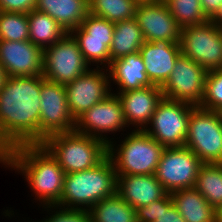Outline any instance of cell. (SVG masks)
<instances>
[{"label":"cell","mask_w":222,"mask_h":222,"mask_svg":"<svg viewBox=\"0 0 222 222\" xmlns=\"http://www.w3.org/2000/svg\"><path fill=\"white\" fill-rule=\"evenodd\" d=\"M40 76H6L0 89V131L13 146L39 144Z\"/></svg>","instance_id":"cell-1"},{"label":"cell","mask_w":222,"mask_h":222,"mask_svg":"<svg viewBox=\"0 0 222 222\" xmlns=\"http://www.w3.org/2000/svg\"><path fill=\"white\" fill-rule=\"evenodd\" d=\"M12 169L24 174L41 206L60 201L66 173L41 144L14 147Z\"/></svg>","instance_id":"cell-2"},{"label":"cell","mask_w":222,"mask_h":222,"mask_svg":"<svg viewBox=\"0 0 222 222\" xmlns=\"http://www.w3.org/2000/svg\"><path fill=\"white\" fill-rule=\"evenodd\" d=\"M117 176L107 156L96 167L65 174L60 201L65 208L89 210L96 203L116 193Z\"/></svg>","instance_id":"cell-3"},{"label":"cell","mask_w":222,"mask_h":222,"mask_svg":"<svg viewBox=\"0 0 222 222\" xmlns=\"http://www.w3.org/2000/svg\"><path fill=\"white\" fill-rule=\"evenodd\" d=\"M41 145L66 174L94 168L108 155V144L103 140L75 131L52 134Z\"/></svg>","instance_id":"cell-4"},{"label":"cell","mask_w":222,"mask_h":222,"mask_svg":"<svg viewBox=\"0 0 222 222\" xmlns=\"http://www.w3.org/2000/svg\"><path fill=\"white\" fill-rule=\"evenodd\" d=\"M164 147L144 130H132L116 146L108 143V157L116 175L155 174Z\"/></svg>","instance_id":"cell-5"},{"label":"cell","mask_w":222,"mask_h":222,"mask_svg":"<svg viewBox=\"0 0 222 222\" xmlns=\"http://www.w3.org/2000/svg\"><path fill=\"white\" fill-rule=\"evenodd\" d=\"M185 147L202 163H222V117L219 111L195 106L191 110Z\"/></svg>","instance_id":"cell-6"},{"label":"cell","mask_w":222,"mask_h":222,"mask_svg":"<svg viewBox=\"0 0 222 222\" xmlns=\"http://www.w3.org/2000/svg\"><path fill=\"white\" fill-rule=\"evenodd\" d=\"M194 107L190 103L163 97L144 131L164 148L184 147L189 117Z\"/></svg>","instance_id":"cell-7"},{"label":"cell","mask_w":222,"mask_h":222,"mask_svg":"<svg viewBox=\"0 0 222 222\" xmlns=\"http://www.w3.org/2000/svg\"><path fill=\"white\" fill-rule=\"evenodd\" d=\"M43 57L44 78L58 84L66 85L73 82L90 69L77 41L70 33L45 48Z\"/></svg>","instance_id":"cell-8"},{"label":"cell","mask_w":222,"mask_h":222,"mask_svg":"<svg viewBox=\"0 0 222 222\" xmlns=\"http://www.w3.org/2000/svg\"><path fill=\"white\" fill-rule=\"evenodd\" d=\"M181 54L207 71L222 68V38L220 29L207 21L181 28Z\"/></svg>","instance_id":"cell-9"},{"label":"cell","mask_w":222,"mask_h":222,"mask_svg":"<svg viewBox=\"0 0 222 222\" xmlns=\"http://www.w3.org/2000/svg\"><path fill=\"white\" fill-rule=\"evenodd\" d=\"M40 97L39 144L52 134L74 131L75 119L69 111L65 85L44 78Z\"/></svg>","instance_id":"cell-10"},{"label":"cell","mask_w":222,"mask_h":222,"mask_svg":"<svg viewBox=\"0 0 222 222\" xmlns=\"http://www.w3.org/2000/svg\"><path fill=\"white\" fill-rule=\"evenodd\" d=\"M202 164L196 154L185 146L164 148L155 177L167 193L193 188Z\"/></svg>","instance_id":"cell-11"},{"label":"cell","mask_w":222,"mask_h":222,"mask_svg":"<svg viewBox=\"0 0 222 222\" xmlns=\"http://www.w3.org/2000/svg\"><path fill=\"white\" fill-rule=\"evenodd\" d=\"M208 71L184 55H180L170 77L161 87L163 97L200 106L204 98Z\"/></svg>","instance_id":"cell-12"},{"label":"cell","mask_w":222,"mask_h":222,"mask_svg":"<svg viewBox=\"0 0 222 222\" xmlns=\"http://www.w3.org/2000/svg\"><path fill=\"white\" fill-rule=\"evenodd\" d=\"M125 127L128 126L121 100L116 94L111 93L75 120L74 131L98 138L108 144L113 138L108 139L106 135L124 131Z\"/></svg>","instance_id":"cell-13"},{"label":"cell","mask_w":222,"mask_h":222,"mask_svg":"<svg viewBox=\"0 0 222 222\" xmlns=\"http://www.w3.org/2000/svg\"><path fill=\"white\" fill-rule=\"evenodd\" d=\"M65 87L69 111L75 120L112 93L108 69L100 66L89 69Z\"/></svg>","instance_id":"cell-14"},{"label":"cell","mask_w":222,"mask_h":222,"mask_svg":"<svg viewBox=\"0 0 222 222\" xmlns=\"http://www.w3.org/2000/svg\"><path fill=\"white\" fill-rule=\"evenodd\" d=\"M135 18L142 30L144 41L166 40L180 43L181 27L163 0L137 3Z\"/></svg>","instance_id":"cell-15"},{"label":"cell","mask_w":222,"mask_h":222,"mask_svg":"<svg viewBox=\"0 0 222 222\" xmlns=\"http://www.w3.org/2000/svg\"><path fill=\"white\" fill-rule=\"evenodd\" d=\"M44 50L30 40L0 41V65L6 76L43 75Z\"/></svg>","instance_id":"cell-16"},{"label":"cell","mask_w":222,"mask_h":222,"mask_svg":"<svg viewBox=\"0 0 222 222\" xmlns=\"http://www.w3.org/2000/svg\"><path fill=\"white\" fill-rule=\"evenodd\" d=\"M147 76L153 85L162 87L181 55L180 43L166 40L145 41L139 50Z\"/></svg>","instance_id":"cell-17"},{"label":"cell","mask_w":222,"mask_h":222,"mask_svg":"<svg viewBox=\"0 0 222 222\" xmlns=\"http://www.w3.org/2000/svg\"><path fill=\"white\" fill-rule=\"evenodd\" d=\"M114 94L121 100L127 126H134L135 130H144L148 126L158 103L163 99L162 89L157 85Z\"/></svg>","instance_id":"cell-18"},{"label":"cell","mask_w":222,"mask_h":222,"mask_svg":"<svg viewBox=\"0 0 222 222\" xmlns=\"http://www.w3.org/2000/svg\"><path fill=\"white\" fill-rule=\"evenodd\" d=\"M116 176V193L135 209L147 206L167 194L155 174Z\"/></svg>","instance_id":"cell-19"},{"label":"cell","mask_w":222,"mask_h":222,"mask_svg":"<svg viewBox=\"0 0 222 222\" xmlns=\"http://www.w3.org/2000/svg\"><path fill=\"white\" fill-rule=\"evenodd\" d=\"M107 69L110 86H112L111 81L118 85V93L153 86L147 76L145 65L139 52L111 61Z\"/></svg>","instance_id":"cell-20"},{"label":"cell","mask_w":222,"mask_h":222,"mask_svg":"<svg viewBox=\"0 0 222 222\" xmlns=\"http://www.w3.org/2000/svg\"><path fill=\"white\" fill-rule=\"evenodd\" d=\"M35 10L48 14L70 33L89 14L88 0H37Z\"/></svg>","instance_id":"cell-21"},{"label":"cell","mask_w":222,"mask_h":222,"mask_svg":"<svg viewBox=\"0 0 222 222\" xmlns=\"http://www.w3.org/2000/svg\"><path fill=\"white\" fill-rule=\"evenodd\" d=\"M170 196L185 222H215V209L194 187L173 191Z\"/></svg>","instance_id":"cell-22"},{"label":"cell","mask_w":222,"mask_h":222,"mask_svg":"<svg viewBox=\"0 0 222 222\" xmlns=\"http://www.w3.org/2000/svg\"><path fill=\"white\" fill-rule=\"evenodd\" d=\"M142 30L136 18L114 23L110 46V63L118 58L139 52L144 43Z\"/></svg>","instance_id":"cell-23"},{"label":"cell","mask_w":222,"mask_h":222,"mask_svg":"<svg viewBox=\"0 0 222 222\" xmlns=\"http://www.w3.org/2000/svg\"><path fill=\"white\" fill-rule=\"evenodd\" d=\"M29 20V40L43 50L64 37L67 32L48 14L32 10L27 13Z\"/></svg>","instance_id":"cell-24"},{"label":"cell","mask_w":222,"mask_h":222,"mask_svg":"<svg viewBox=\"0 0 222 222\" xmlns=\"http://www.w3.org/2000/svg\"><path fill=\"white\" fill-rule=\"evenodd\" d=\"M88 211L90 222H138L135 208L117 193L102 199Z\"/></svg>","instance_id":"cell-25"},{"label":"cell","mask_w":222,"mask_h":222,"mask_svg":"<svg viewBox=\"0 0 222 222\" xmlns=\"http://www.w3.org/2000/svg\"><path fill=\"white\" fill-rule=\"evenodd\" d=\"M194 188L216 209L222 205V163H203Z\"/></svg>","instance_id":"cell-26"},{"label":"cell","mask_w":222,"mask_h":222,"mask_svg":"<svg viewBox=\"0 0 222 222\" xmlns=\"http://www.w3.org/2000/svg\"><path fill=\"white\" fill-rule=\"evenodd\" d=\"M70 34L77 41L79 49L85 60L93 65H103L107 68L110 65V46L112 38L89 37L80 26L72 30ZM92 62V63H91Z\"/></svg>","instance_id":"cell-27"},{"label":"cell","mask_w":222,"mask_h":222,"mask_svg":"<svg viewBox=\"0 0 222 222\" xmlns=\"http://www.w3.org/2000/svg\"><path fill=\"white\" fill-rule=\"evenodd\" d=\"M89 13L119 22L135 17L136 0H88Z\"/></svg>","instance_id":"cell-28"},{"label":"cell","mask_w":222,"mask_h":222,"mask_svg":"<svg viewBox=\"0 0 222 222\" xmlns=\"http://www.w3.org/2000/svg\"><path fill=\"white\" fill-rule=\"evenodd\" d=\"M29 20L27 13L0 11V41H28Z\"/></svg>","instance_id":"cell-29"},{"label":"cell","mask_w":222,"mask_h":222,"mask_svg":"<svg viewBox=\"0 0 222 222\" xmlns=\"http://www.w3.org/2000/svg\"><path fill=\"white\" fill-rule=\"evenodd\" d=\"M181 28L203 24L208 21L203 14L200 0H163Z\"/></svg>","instance_id":"cell-30"},{"label":"cell","mask_w":222,"mask_h":222,"mask_svg":"<svg viewBox=\"0 0 222 222\" xmlns=\"http://www.w3.org/2000/svg\"><path fill=\"white\" fill-rule=\"evenodd\" d=\"M200 107L213 111L222 109V68L208 71Z\"/></svg>","instance_id":"cell-31"},{"label":"cell","mask_w":222,"mask_h":222,"mask_svg":"<svg viewBox=\"0 0 222 222\" xmlns=\"http://www.w3.org/2000/svg\"><path fill=\"white\" fill-rule=\"evenodd\" d=\"M43 208L48 210V212L51 211L52 213L49 214L52 215L48 218L46 217V219L44 218L40 222H90L89 211L85 209L65 208L59 205H44ZM53 208L55 210L57 209V211H52ZM53 212L55 213L53 214Z\"/></svg>","instance_id":"cell-32"},{"label":"cell","mask_w":222,"mask_h":222,"mask_svg":"<svg viewBox=\"0 0 222 222\" xmlns=\"http://www.w3.org/2000/svg\"><path fill=\"white\" fill-rule=\"evenodd\" d=\"M80 27L89 34V37L112 38L114 23L89 13Z\"/></svg>","instance_id":"cell-33"},{"label":"cell","mask_w":222,"mask_h":222,"mask_svg":"<svg viewBox=\"0 0 222 222\" xmlns=\"http://www.w3.org/2000/svg\"><path fill=\"white\" fill-rule=\"evenodd\" d=\"M154 222H185L173 205L170 193H167L160 199V214Z\"/></svg>","instance_id":"cell-34"},{"label":"cell","mask_w":222,"mask_h":222,"mask_svg":"<svg viewBox=\"0 0 222 222\" xmlns=\"http://www.w3.org/2000/svg\"><path fill=\"white\" fill-rule=\"evenodd\" d=\"M37 0H0V11L30 13L35 10Z\"/></svg>","instance_id":"cell-35"},{"label":"cell","mask_w":222,"mask_h":222,"mask_svg":"<svg viewBox=\"0 0 222 222\" xmlns=\"http://www.w3.org/2000/svg\"><path fill=\"white\" fill-rule=\"evenodd\" d=\"M138 222H154L160 214V199L135 209Z\"/></svg>","instance_id":"cell-36"},{"label":"cell","mask_w":222,"mask_h":222,"mask_svg":"<svg viewBox=\"0 0 222 222\" xmlns=\"http://www.w3.org/2000/svg\"><path fill=\"white\" fill-rule=\"evenodd\" d=\"M13 146L5 139L0 131V163L8 168L12 167Z\"/></svg>","instance_id":"cell-37"},{"label":"cell","mask_w":222,"mask_h":222,"mask_svg":"<svg viewBox=\"0 0 222 222\" xmlns=\"http://www.w3.org/2000/svg\"><path fill=\"white\" fill-rule=\"evenodd\" d=\"M222 4V0H200L203 14L209 19Z\"/></svg>","instance_id":"cell-38"},{"label":"cell","mask_w":222,"mask_h":222,"mask_svg":"<svg viewBox=\"0 0 222 222\" xmlns=\"http://www.w3.org/2000/svg\"><path fill=\"white\" fill-rule=\"evenodd\" d=\"M215 27L222 29V4L217 8L215 13L208 19Z\"/></svg>","instance_id":"cell-39"},{"label":"cell","mask_w":222,"mask_h":222,"mask_svg":"<svg viewBox=\"0 0 222 222\" xmlns=\"http://www.w3.org/2000/svg\"><path fill=\"white\" fill-rule=\"evenodd\" d=\"M215 222H222V205L215 209Z\"/></svg>","instance_id":"cell-40"},{"label":"cell","mask_w":222,"mask_h":222,"mask_svg":"<svg viewBox=\"0 0 222 222\" xmlns=\"http://www.w3.org/2000/svg\"><path fill=\"white\" fill-rule=\"evenodd\" d=\"M5 78H6V75L3 72V69H2V67L0 65V89H1V87L3 85V82H4Z\"/></svg>","instance_id":"cell-41"},{"label":"cell","mask_w":222,"mask_h":222,"mask_svg":"<svg viewBox=\"0 0 222 222\" xmlns=\"http://www.w3.org/2000/svg\"><path fill=\"white\" fill-rule=\"evenodd\" d=\"M138 3L141 2H157V1H162V0H136Z\"/></svg>","instance_id":"cell-42"}]
</instances>
